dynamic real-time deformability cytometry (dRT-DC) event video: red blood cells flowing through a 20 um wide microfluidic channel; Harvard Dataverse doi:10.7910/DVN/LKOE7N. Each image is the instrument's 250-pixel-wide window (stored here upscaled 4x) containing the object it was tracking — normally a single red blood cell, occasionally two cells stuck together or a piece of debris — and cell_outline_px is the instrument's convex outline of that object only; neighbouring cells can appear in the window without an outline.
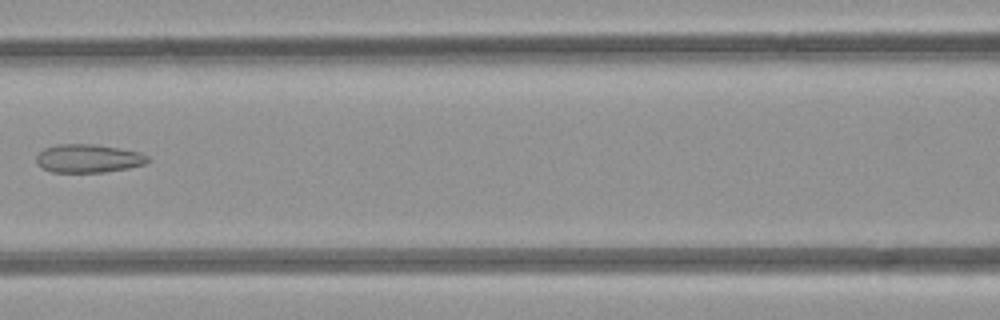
{"species": "common noctule bat (a hibernating species)", "species_latin": "Nyctalus noctula", "temperature_condition": "room temperature", "stored_images_in_passage": 4, "camera_frame_rate_fps": 3000, "um_per_image_px": 0.085, "animal": {"sex": "female", "body_mass_g": 21.9}, "frame": {"image": 1, "passage_image": 4, "time_ms": 3.333, "image_size_px": [1000, 320], "cell_outline_px": [[148, 164], [128, 168], [104, 172], [52, 172], [40, 168], [36, 164], [36, 156], [44, 148], [56, 144], [96, 144], [140, 152], [148, 156]], "centroid_in_image_um": [7.48, 13.47], "position_along_channel_um": 159.1, "area_um2": 18.61}}